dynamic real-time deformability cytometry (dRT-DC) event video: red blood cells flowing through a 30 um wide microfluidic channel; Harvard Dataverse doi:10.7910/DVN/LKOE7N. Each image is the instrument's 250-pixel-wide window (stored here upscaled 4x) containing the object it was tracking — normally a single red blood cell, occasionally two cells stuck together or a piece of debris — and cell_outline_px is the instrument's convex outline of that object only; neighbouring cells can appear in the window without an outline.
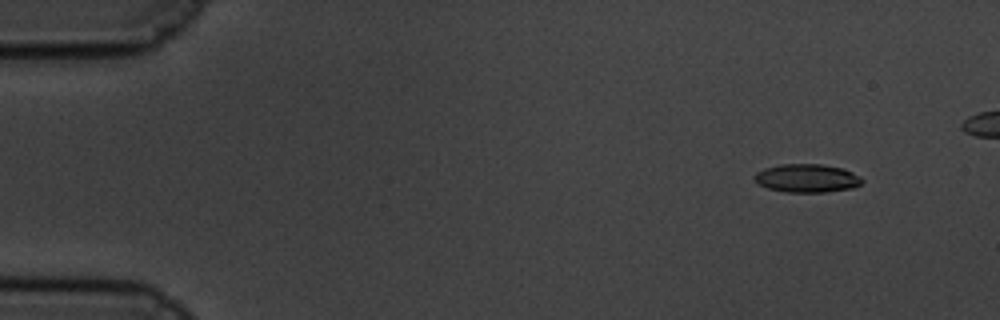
{"species": "common noctule bat (a hibernating species)", "species_latin": "Nyctalus noctula", "temperature_condition": "cold", "stored_images_in_passage": 55, "camera_frame_rate_fps": 3000, "um_per_image_px": 0.085, "animal": {"sex": "male", "body_mass_g": 19.5, "forearm_length_mm": 54.6}, "frame": {"image": 1, "passage_image": 6, "time_ms": 1.667, "image_size_px": [1000, 320], "cell_outline_px": [[864, 180], [860, 184], [852, 188], [824, 192], [784, 192], [768, 188], [760, 184], [752, 176], [756, 172], [764, 168], [780, 164], [820, 164], [840, 168], [852, 172], [860, 176]], "centroid_in_image_um": [68.57, 15.14], "position_along_channel_um": 16.4, "area_um2": 17.69}}
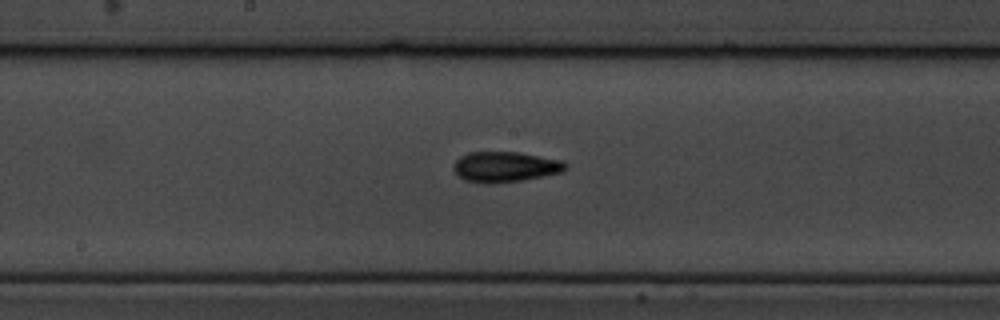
{"frame": {"image": 2, "passage_image": 32, "time_ms": 10.333, "image_size_px": [1000, 320], "cell_outline_px": [[568, 168], [560, 172], [520, 180], [492, 184], [484, 184], [464, 180], [452, 168], [456, 160], [460, 156], [468, 152], [520, 152], [560, 160], [568, 164]], "centroid_in_image_um": [42.91, 14.18], "position_along_channel_um": 205.3, "area_um2": 19.77}}
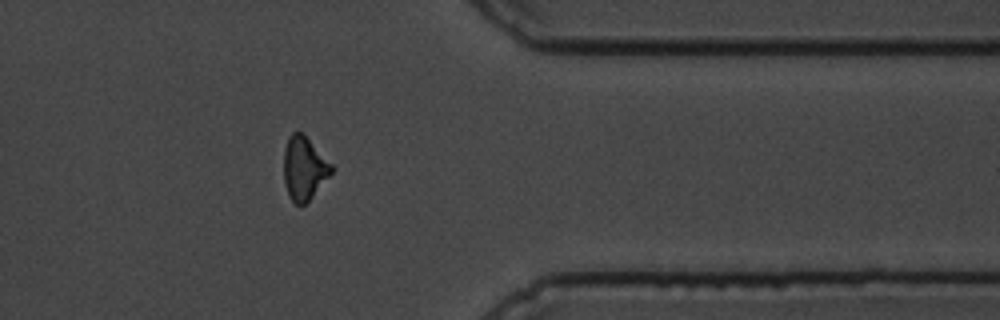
{"frame": {"image": 3, "passage_image": 49, "time_ms": 16.0, "image_size_px": [1000, 320], "cell_outline_px": [[332, 172], [312, 196], [304, 204], [296, 204], [288, 196], [284, 184], [284, 148], [288, 136], [292, 132], [304, 132], [332, 164]], "centroid_in_image_um": [25.83, 14.25], "position_along_channel_um": 385.6, "area_um2": 17.63}}